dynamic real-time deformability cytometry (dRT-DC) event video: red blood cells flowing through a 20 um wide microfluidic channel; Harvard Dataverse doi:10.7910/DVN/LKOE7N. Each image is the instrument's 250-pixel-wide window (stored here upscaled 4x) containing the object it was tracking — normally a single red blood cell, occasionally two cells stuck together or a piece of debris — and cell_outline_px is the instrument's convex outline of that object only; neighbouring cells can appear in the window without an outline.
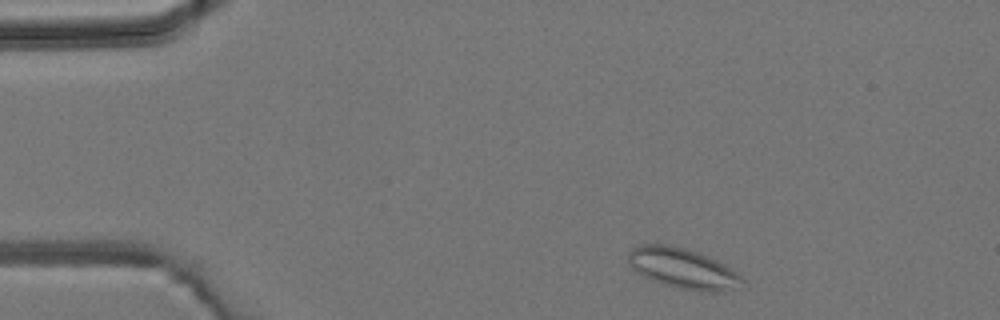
{"species": "common noctule bat (a hibernating species)", "species_latin": "Nyctalus noctula", "temperature_condition": "room temperature", "stored_images_in_passage": 3, "camera_frame_rate_fps": 3000, "um_per_image_px": 0.085, "animal": {"sex": "male", "body_mass_g": 19.2, "forearm_length_mm": 51.8}, "frame": {"image": 1, "passage_image": 1, "time_ms": 0.0, "image_size_px": [1000, 320], "cell_outline_px": [[744, 280], [736, 288], [724, 292], [700, 292], [680, 288], [648, 280], [632, 268], [628, 260], [628, 252], [632, 248], [640, 244], [664, 244], [688, 248], [700, 252], [732, 268]], "centroid_in_image_um": [58.03, 22.81], "position_along_channel_um": 27.0, "area_um2": 27.11}}